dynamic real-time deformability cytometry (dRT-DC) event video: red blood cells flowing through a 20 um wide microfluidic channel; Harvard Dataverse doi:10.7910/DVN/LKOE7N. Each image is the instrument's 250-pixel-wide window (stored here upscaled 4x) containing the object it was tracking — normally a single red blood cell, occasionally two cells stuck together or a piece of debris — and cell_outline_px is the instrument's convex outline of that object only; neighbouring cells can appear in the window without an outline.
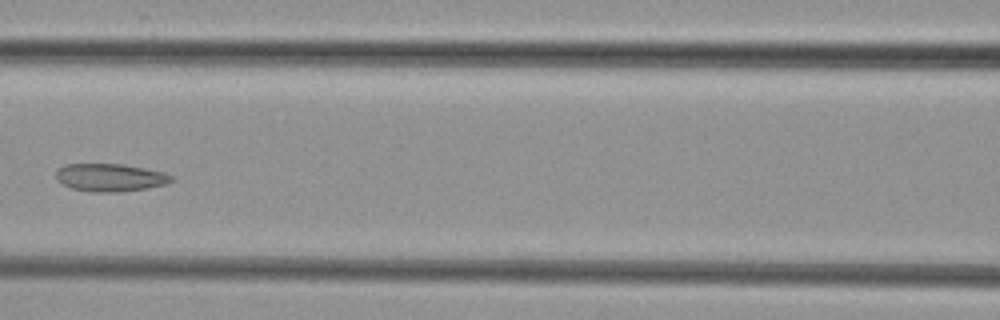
{"species": "common noctule bat (a hibernating species)", "species_latin": "Nyctalus noctula", "temperature_condition": "cold", "stored_images_in_passage": 6, "camera_frame_rate_fps": 3000, "um_per_image_px": 0.085, "animal": {"sex": "female", "body_mass_g": 29.2, "forearm_length_mm": 56.3}, "frame": {"image": 1, "passage_image": 5, "time_ms": 5.667, "image_size_px": [1000, 320], "cell_outline_px": [[176, 176], [168, 184], [148, 188], [120, 192], [88, 192], [72, 188], [56, 180], [56, 168], [64, 164], [124, 164], [164, 172]], "centroid_in_image_um": [9.38, 15.09], "position_along_channel_um": 157.2, "area_um2": 19.02}}
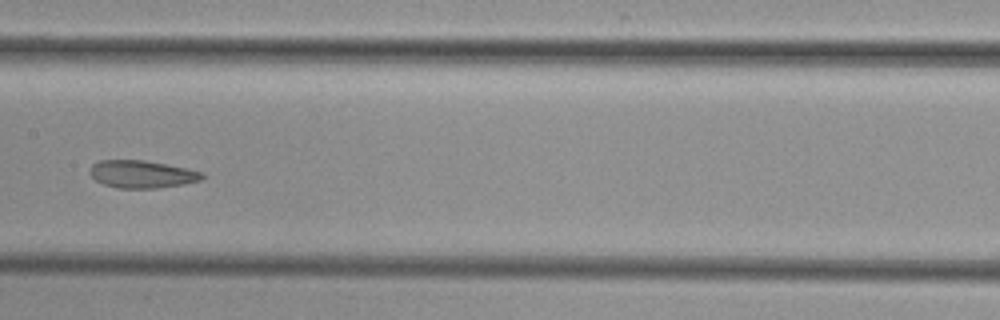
{"frame": {"image": 2, "passage_image": 6, "time_ms": 6.667, "image_size_px": [1000, 320], "cell_outline_px": [[204, 176], [200, 180], [184, 184], [156, 188], [116, 188], [104, 184], [96, 180], [88, 172], [88, 168], [92, 164], [100, 160], [144, 160], [204, 172]], "centroid_in_image_um": [12.02, 14.8], "position_along_channel_um": 195.4, "area_um2": 17.98}}